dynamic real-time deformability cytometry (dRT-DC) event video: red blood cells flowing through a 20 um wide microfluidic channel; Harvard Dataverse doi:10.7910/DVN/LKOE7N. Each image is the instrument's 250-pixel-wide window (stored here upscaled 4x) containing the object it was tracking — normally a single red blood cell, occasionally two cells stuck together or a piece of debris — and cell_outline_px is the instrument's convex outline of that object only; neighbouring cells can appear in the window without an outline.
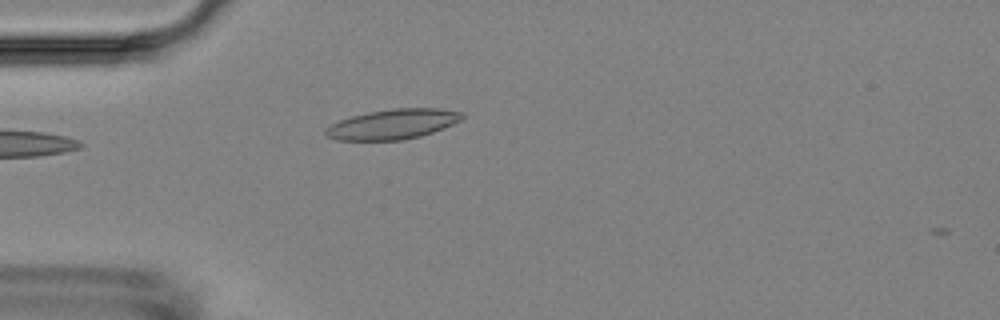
{"species": "Egyptian fruit bat (a non-hibernating species)", "species_latin": "Rousettus aegyptiacus", "temperature_condition": "room temperature", "stored_images_in_passage": 4, "camera_frame_rate_fps": 3000, "um_per_image_px": 0.085, "animal": {"sex": "female"}, "frame": {"image": 1, "passage_image": 4, "time_ms": 4.333, "image_size_px": [1000, 320], "cell_outline_px": [[464, 116], [460, 120], [444, 128], [420, 136], [404, 140], [336, 140], [328, 136], [324, 132], [324, 128], [340, 120], [352, 116], [368, 112], [392, 108], [440, 108], [464, 112]], "centroid_in_image_um": [33.4, 10.55], "position_along_channel_um": 51.6, "area_um2": 23.87}}